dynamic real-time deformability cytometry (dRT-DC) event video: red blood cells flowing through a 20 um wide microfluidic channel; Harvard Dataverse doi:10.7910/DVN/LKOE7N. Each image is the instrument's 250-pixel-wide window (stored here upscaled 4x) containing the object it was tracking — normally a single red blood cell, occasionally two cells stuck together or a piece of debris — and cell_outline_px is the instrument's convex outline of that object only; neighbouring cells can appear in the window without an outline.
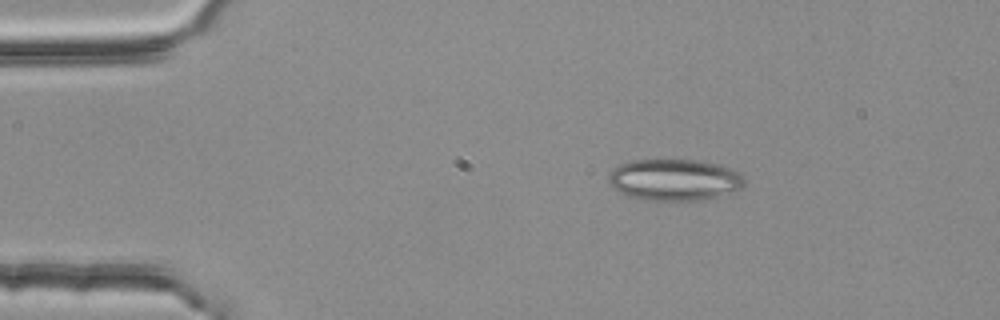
{"species": "common noctule bat (a hibernating species)", "species_latin": "Nyctalus noctula", "temperature_condition": "room temperature", "stored_images_in_passage": 3, "camera_frame_rate_fps": 3000, "um_per_image_px": 0.085, "animal": {"sex": "female", "body_mass_g": 25.1}, "frame": {"image": 1, "passage_image": 2, "time_ms": 0.333, "image_size_px": [1000, 320], "cell_outline_px": [[744, 184], [736, 192], [704, 200], [640, 200], [624, 196], [608, 184], [608, 176], [612, 168], [620, 164], [632, 160], [696, 160], [716, 164], [732, 168], [740, 172], [744, 180]], "centroid_in_image_um": [57.3, 15.3], "position_along_channel_um": 27.7, "area_um2": 33.41}}